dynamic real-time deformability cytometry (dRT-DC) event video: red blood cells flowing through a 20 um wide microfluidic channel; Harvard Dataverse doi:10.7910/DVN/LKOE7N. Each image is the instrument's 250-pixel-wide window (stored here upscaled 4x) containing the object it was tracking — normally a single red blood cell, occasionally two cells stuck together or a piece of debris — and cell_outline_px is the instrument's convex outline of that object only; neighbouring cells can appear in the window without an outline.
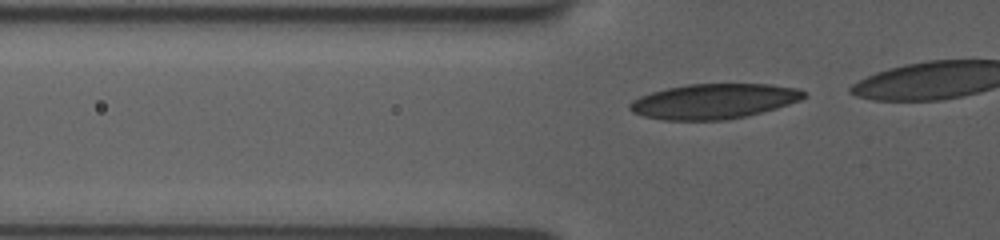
{"species": "human", "species_latin": "Homo sapiens", "temperature_condition": "room temperature", "stored_images_in_passage": 27, "camera_frame_rate_fps": 3000, "um_per_image_px": 0.085, "donor": {"sex": "female"}, "frame": {"image": 1, "passage_image": 17, "time_ms": 4.0, "image_size_px": [1000, 240], "cell_outline_px": [[808, 96], [800, 100], [776, 108], [748, 116], [724, 120], [664, 120], [644, 116], [632, 112], [628, 108], [628, 104], [632, 100], [640, 96], [652, 92], [668, 88], [688, 84], [772, 84], [796, 88], [804, 92]], "centroid_in_image_um": [60.67, 8.61], "position_along_channel_um": 65.1, "area_um2": 35.55}}
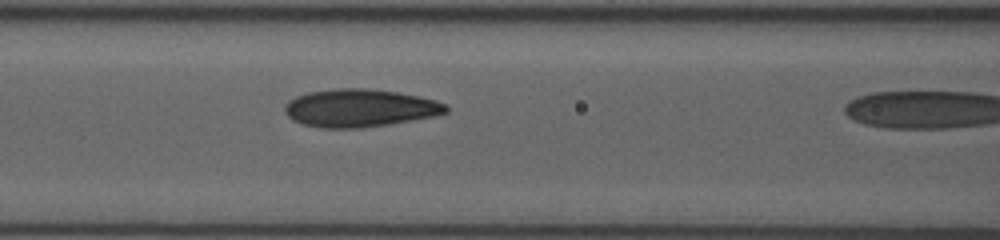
{"frame": {"image": 2, "passage_image": 26, "time_ms": 6.0, "image_size_px": [1000, 240], "cell_outline_px": [[448, 112], [436, 116], [388, 124], [360, 128], [320, 128], [304, 124], [292, 120], [284, 112], [284, 104], [288, 100], [296, 96], [308, 92], [336, 88], [368, 88], [396, 92], [420, 96], [436, 100], [448, 104]], "centroid_in_image_um": [30.58, 9.18], "position_along_channel_um": 136.0, "area_um2": 35.84}}